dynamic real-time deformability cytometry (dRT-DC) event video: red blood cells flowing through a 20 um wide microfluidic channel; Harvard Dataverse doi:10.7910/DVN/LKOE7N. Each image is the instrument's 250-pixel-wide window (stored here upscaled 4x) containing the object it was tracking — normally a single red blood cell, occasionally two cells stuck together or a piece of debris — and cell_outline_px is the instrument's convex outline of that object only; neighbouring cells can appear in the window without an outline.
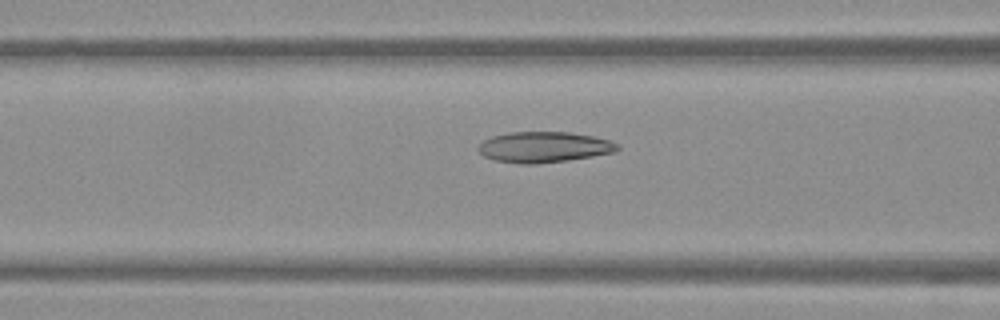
{"species": "Egyptian fruit bat (a non-hibernating species)", "species_latin": "Rousettus aegyptiacus", "temperature_condition": "warm", "stored_images_in_passage": 37, "camera_frame_rate_fps": 3000, "um_per_image_px": 0.085, "frame": {"image": 1, "passage_image": 22, "time_ms": 7.0, "image_size_px": [1000, 320], "cell_outline_px": [[620, 148], [616, 152], [568, 160], [536, 164], [520, 164], [496, 160], [484, 156], [476, 148], [484, 140], [492, 136], [508, 132], [572, 132], [592, 136], [608, 140], [620, 144]], "centroid_in_image_um": [46.25, 12.5], "position_along_channel_um": 120.4, "area_um2": 24.97}}
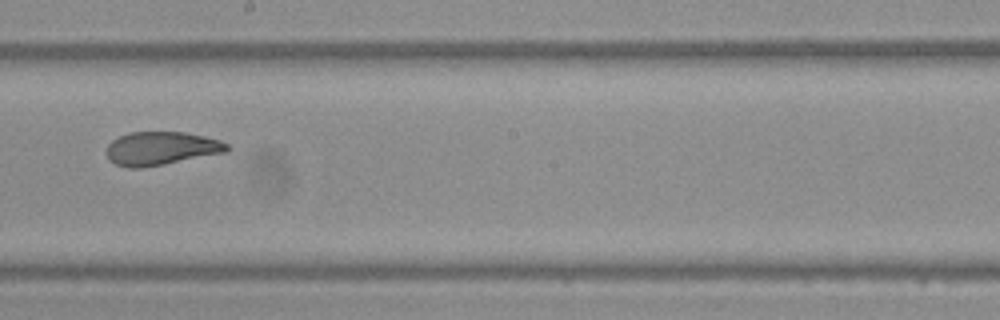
{"frame": {"image": 2, "passage_image": 31, "time_ms": 10.0, "image_size_px": [1000, 320], "cell_outline_px": [[232, 148], [228, 152], [144, 168], [128, 168], [116, 164], [108, 160], [104, 152], [108, 144], [112, 140], [120, 136], [132, 132], [184, 132], [204, 136], [220, 140], [228, 144]], "centroid_in_image_um": [13.69, 12.63], "position_along_channel_um": 234.5, "area_um2": 23.81}}
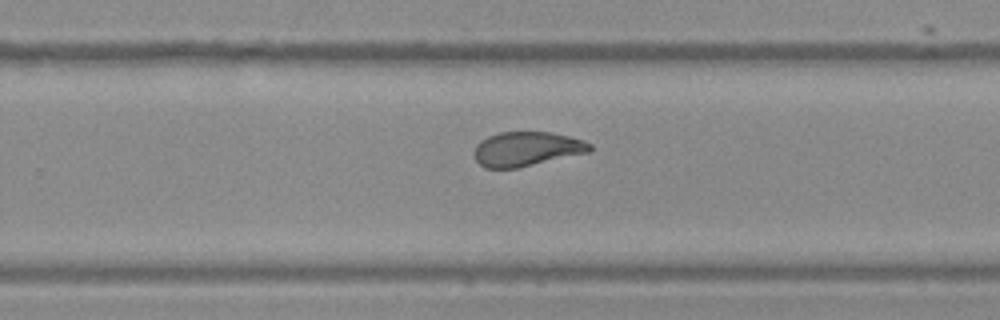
{"frame": {"image": 3, "passage_image": 35, "time_ms": 11.333, "image_size_px": [1000, 320], "cell_outline_px": [[592, 152], [516, 168], [484, 168], [476, 160], [476, 144], [480, 140], [488, 136], [500, 132], [552, 132], [584, 140], [592, 144]], "centroid_in_image_um": [44.81, 12.66], "position_along_channel_um": 285.0, "area_um2": 23.24}}